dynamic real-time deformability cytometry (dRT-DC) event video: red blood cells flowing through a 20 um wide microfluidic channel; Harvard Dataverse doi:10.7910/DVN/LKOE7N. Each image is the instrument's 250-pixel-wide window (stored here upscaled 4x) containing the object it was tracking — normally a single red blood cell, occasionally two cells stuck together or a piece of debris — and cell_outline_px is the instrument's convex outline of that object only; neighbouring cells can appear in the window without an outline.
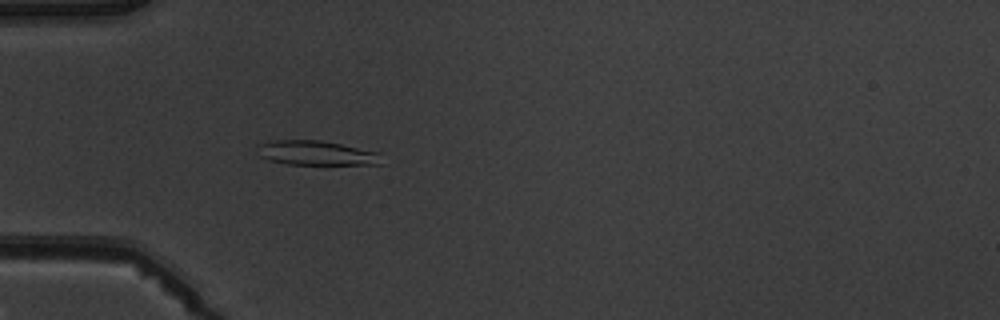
{"species": "common noctule bat (a hibernating species)", "species_latin": "Nyctalus noctula", "temperature_condition": "warm", "stored_images_in_passage": 4, "camera_frame_rate_fps": 3000, "um_per_image_px": 0.085, "animal": {"sex": "male", "body_mass_g": 19.5, "forearm_length_mm": 54.6}, "frame": {"image": 1, "passage_image": 4, "time_ms": 3.667, "image_size_px": [1000, 320], "cell_outline_px": [[384, 164], [288, 164], [268, 160], [256, 156], [256, 144], [276, 140], [320, 140], [380, 152]], "centroid_in_image_um": [26.84, 13.0], "position_along_channel_um": 58.2, "area_um2": 17.98}}